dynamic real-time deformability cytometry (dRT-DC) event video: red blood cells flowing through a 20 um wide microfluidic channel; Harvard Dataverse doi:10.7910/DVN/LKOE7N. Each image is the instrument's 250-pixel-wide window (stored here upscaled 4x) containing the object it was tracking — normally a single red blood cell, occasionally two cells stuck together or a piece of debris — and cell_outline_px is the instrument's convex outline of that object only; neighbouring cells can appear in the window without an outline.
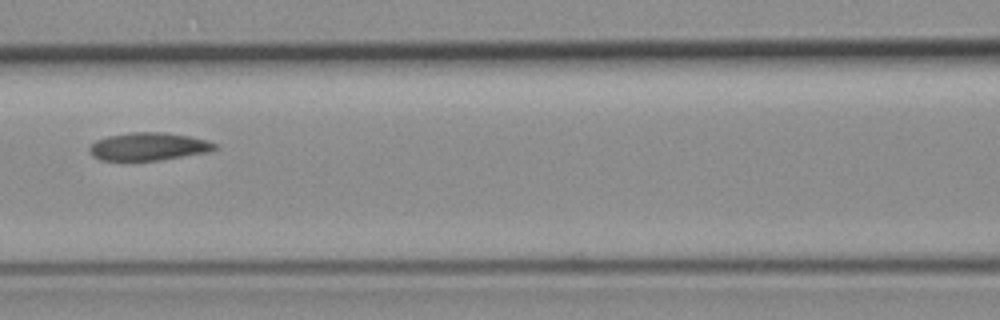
{"species": "common noctule bat (a hibernating species)", "species_latin": "Nyctalus noctula", "temperature_condition": "room temperature", "stored_images_in_passage": 4, "camera_frame_rate_fps": 3000, "um_per_image_px": 0.085, "animal": {"sex": "female", "body_mass_g": 19.3, "forearm_length_mm": 54.1}, "frame": {"image": 1, "passage_image": 3, "time_ms": 2.667, "image_size_px": [1000, 320], "cell_outline_px": [[216, 148], [212, 152], [160, 160], [100, 160], [92, 156], [88, 152], [88, 148], [96, 140], [108, 136], [132, 132], [164, 132], [188, 136], [204, 140], [216, 144]], "centroid_in_image_um": [12.61, 12.46], "position_along_channel_um": 154.0, "area_um2": 20.35}}
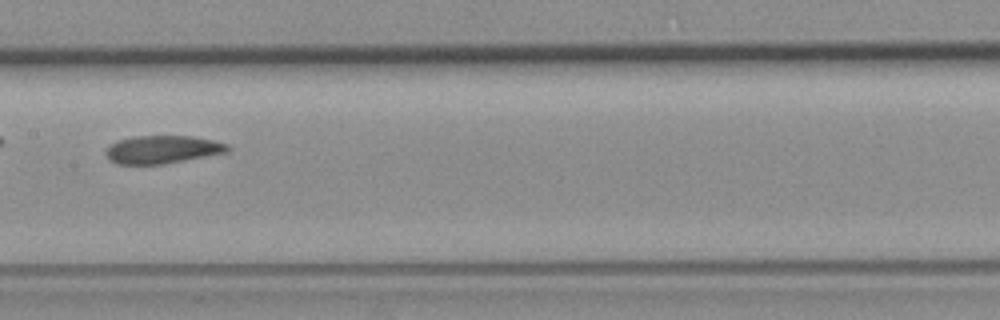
{"frame": {"image": 2, "passage_image": 4, "time_ms": 3.667, "image_size_px": [1000, 320], "cell_outline_px": [[232, 148], [228, 152], [164, 164], [116, 164], [108, 160], [104, 152], [112, 144], [120, 140], [136, 136], [192, 136], [212, 140], [228, 144]], "centroid_in_image_um": [13.82, 12.71], "position_along_channel_um": 193.6, "area_um2": 19.83}}